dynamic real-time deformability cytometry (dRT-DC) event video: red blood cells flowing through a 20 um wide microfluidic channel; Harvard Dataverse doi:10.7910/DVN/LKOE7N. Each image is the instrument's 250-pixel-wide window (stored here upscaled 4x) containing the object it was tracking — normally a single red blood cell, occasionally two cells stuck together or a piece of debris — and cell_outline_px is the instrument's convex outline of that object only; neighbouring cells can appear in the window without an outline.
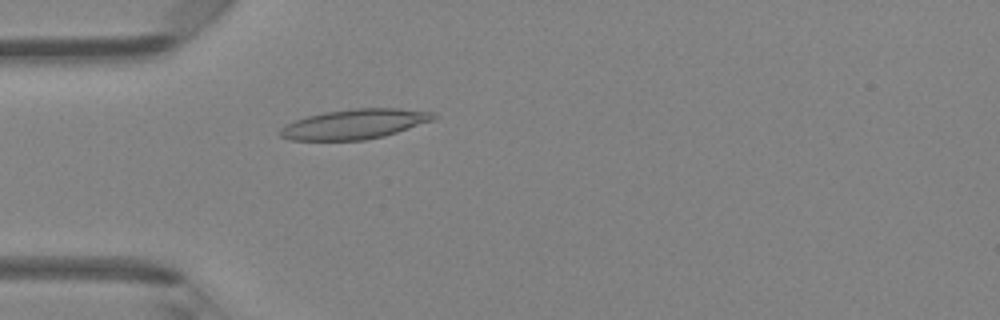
{"species": "Egyptian fruit bat (a non-hibernating species)", "species_latin": "Rousettus aegyptiacus", "temperature_condition": "room temperature", "stored_images_in_passage": 4, "camera_frame_rate_fps": 3000, "um_per_image_px": 0.085, "animal": {"sex": "female"}, "frame": {"image": 1, "passage_image": 4, "time_ms": 1.0, "image_size_px": [1000, 320], "cell_outline_px": [[440, 116], [432, 120], [384, 136], [364, 140], [292, 140], [280, 136], [280, 128], [296, 120], [308, 116], [324, 112], [352, 108], [400, 108], [432, 112]], "centroid_in_image_um": [30.16, 10.54], "position_along_channel_um": 54.8, "area_um2": 26.47}}